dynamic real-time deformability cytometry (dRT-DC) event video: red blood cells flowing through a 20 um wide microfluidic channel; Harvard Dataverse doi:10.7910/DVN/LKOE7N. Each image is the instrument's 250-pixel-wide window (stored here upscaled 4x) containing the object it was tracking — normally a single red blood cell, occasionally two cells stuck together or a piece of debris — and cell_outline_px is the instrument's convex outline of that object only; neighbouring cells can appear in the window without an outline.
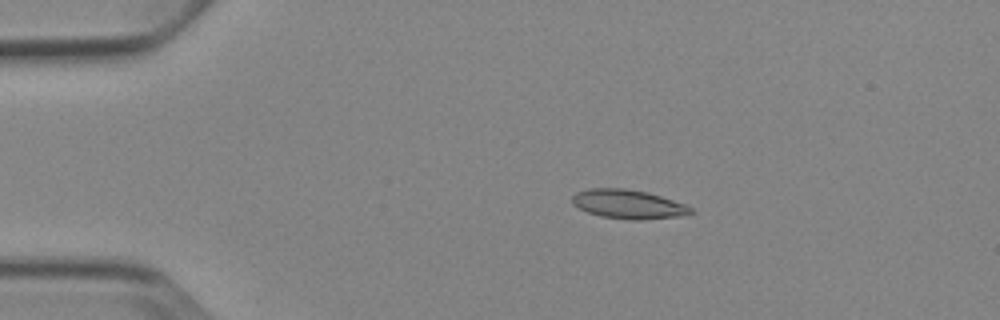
{"species": "Egyptian fruit bat (a non-hibernating species)", "species_latin": "Rousettus aegyptiacus", "temperature_condition": "cold", "stored_images_in_passage": 7, "camera_frame_rate_fps": 3000, "um_per_image_px": 0.085, "animal": {"sex": "female"}, "frame": {"image": 1, "passage_image": 2, "time_ms": 1.333, "image_size_px": [1000, 320], "cell_outline_px": [[692, 212], [676, 216], [640, 220], [632, 220], [600, 216], [588, 212], [572, 204], [572, 196], [576, 192], [588, 188], [624, 188], [648, 192], [684, 204], [692, 208]], "centroid_in_image_um": [53.33, 17.34], "position_along_channel_um": 31.7, "area_um2": 19.83}}
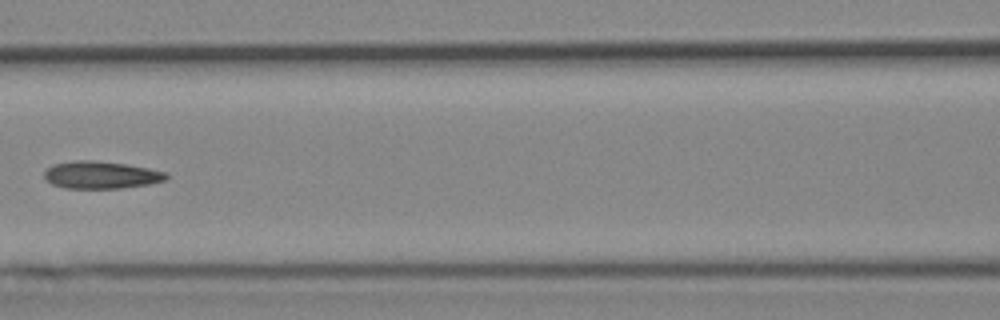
{"frame": {"image": 2, "passage_image": 6, "time_ms": 6.0, "image_size_px": [1000, 320], "cell_outline_px": [[168, 180], [148, 184], [120, 188], [64, 188], [52, 184], [44, 176], [44, 172], [52, 164], [72, 160], [92, 160], [128, 164], [168, 172]], "centroid_in_image_um": [8.61, 14.86], "position_along_channel_um": 158.0, "area_um2": 19.59}}
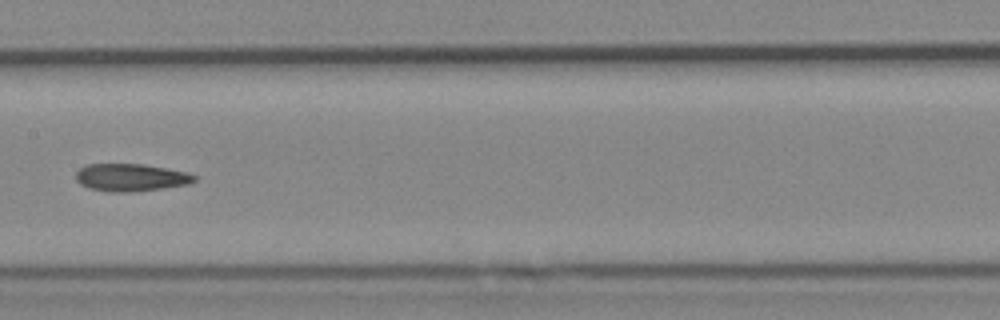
{"frame": {"image": 3, "passage_image": 7, "time_ms": 7.0, "image_size_px": [1000, 320], "cell_outline_px": [[196, 180], [188, 184], [160, 188], [128, 192], [108, 192], [88, 188], [80, 184], [76, 180], [76, 172], [84, 164], [144, 164], [188, 172], [196, 176]], "centroid_in_image_um": [11.08, 15.08], "position_along_channel_um": 196.3, "area_um2": 19.02}}